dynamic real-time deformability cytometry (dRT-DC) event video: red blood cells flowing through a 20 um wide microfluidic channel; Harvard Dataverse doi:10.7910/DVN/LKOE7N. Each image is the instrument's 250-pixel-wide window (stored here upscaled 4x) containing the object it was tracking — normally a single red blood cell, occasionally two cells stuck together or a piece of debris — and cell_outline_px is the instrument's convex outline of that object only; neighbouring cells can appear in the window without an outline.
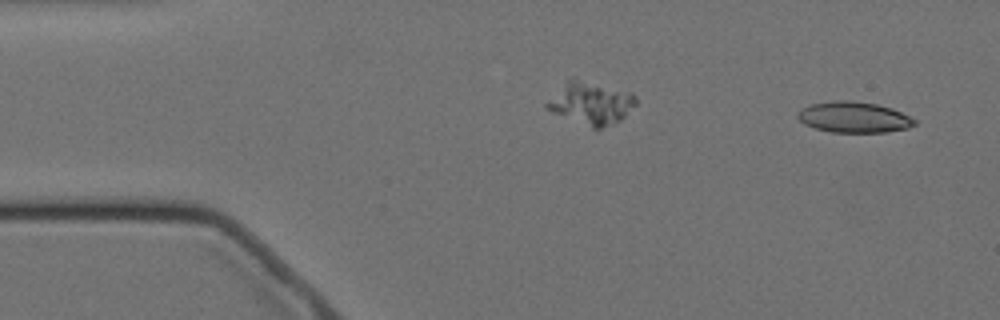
{"species": "Egyptian fruit bat (a non-hibernating species)", "species_latin": "Rousettus aegyptiacus", "temperature_condition": "cold", "stored_images_in_passage": 4, "segment_of_instrument_passage": [2, 2], "camera_frame_rate_fps": 3000, "um_per_image_px": 0.085, "animal": {"sex": "female"}, "frame": {"image": 1, "passage_image": 4, "time_ms": 3.667, "image_size_px": [1000, 320], "cell_outline_px": [[916, 124], [908, 128], [888, 132], [832, 132], [816, 128], [804, 124], [796, 116], [796, 112], [812, 104], [832, 100], [852, 100], [876, 104], [892, 108], [916, 120]], "centroid_in_image_um": [72.57, 9.96], "position_along_channel_um": 12.4, "area_um2": 20.98}}